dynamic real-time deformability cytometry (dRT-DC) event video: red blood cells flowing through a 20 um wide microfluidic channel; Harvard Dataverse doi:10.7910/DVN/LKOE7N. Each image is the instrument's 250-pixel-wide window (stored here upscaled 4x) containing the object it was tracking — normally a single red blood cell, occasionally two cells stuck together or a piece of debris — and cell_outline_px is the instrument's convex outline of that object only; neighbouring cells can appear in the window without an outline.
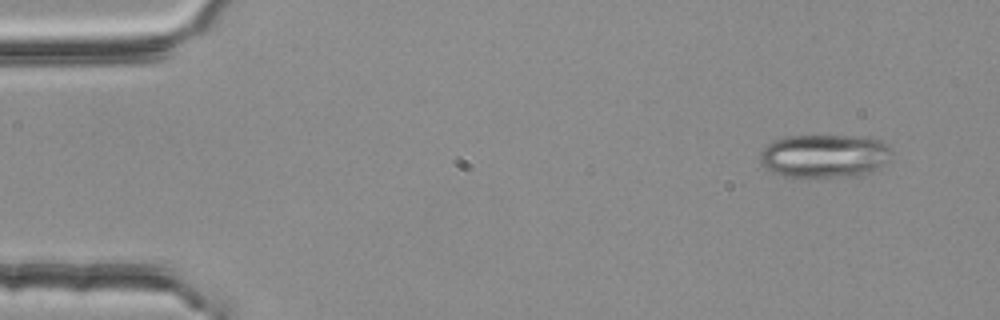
{"species": "common noctule bat (a hibernating species)", "species_latin": "Nyctalus noctula", "temperature_condition": "room temperature", "stored_images_in_passage": 5, "camera_frame_rate_fps": 3000, "um_per_image_px": 0.085, "animal": {"sex": "female", "body_mass_g": 25.1}, "frame": {"image": 1, "passage_image": 1, "time_ms": 0.0, "image_size_px": [1000, 320], "cell_outline_px": [[892, 152], [888, 160], [880, 168], [872, 172], [860, 176], [808, 180], [780, 176], [760, 164], [760, 152], [772, 140], [784, 136], [848, 136], [880, 140]], "centroid_in_image_um": [70.03, 13.32], "position_along_channel_um": 15.0, "area_um2": 34.28}}